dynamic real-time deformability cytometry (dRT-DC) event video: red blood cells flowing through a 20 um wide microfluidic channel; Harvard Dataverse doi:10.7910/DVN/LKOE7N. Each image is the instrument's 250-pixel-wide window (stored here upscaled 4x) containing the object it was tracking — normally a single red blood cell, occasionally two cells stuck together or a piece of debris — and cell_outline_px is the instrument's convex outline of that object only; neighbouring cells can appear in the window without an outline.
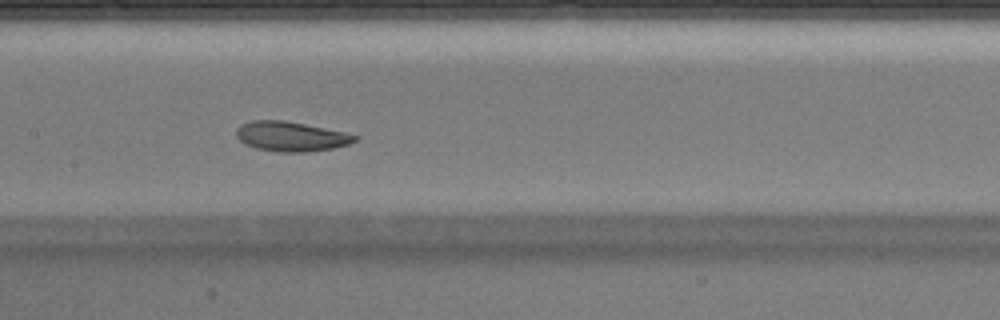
{"species": "Egyptian fruit bat (a non-hibernating species)", "species_latin": "Rousettus aegyptiacus", "temperature_condition": "warm", "stored_images_in_passage": 35, "camera_frame_rate_fps": 3000, "um_per_image_px": 0.085, "animal": {"sex": "male"}, "frame": {"image": 1, "passage_image": 11, "time_ms": 3.333, "image_size_px": [1000, 320], "cell_outline_px": [[360, 136], [356, 140], [348, 144], [332, 148], [308, 152], [280, 152], [256, 148], [240, 140], [236, 136], [236, 128], [240, 124], [252, 120], [284, 120], [344, 132]], "centroid_in_image_um": [24.72, 11.59], "position_along_channel_um": 182.7, "area_um2": 20.4}}
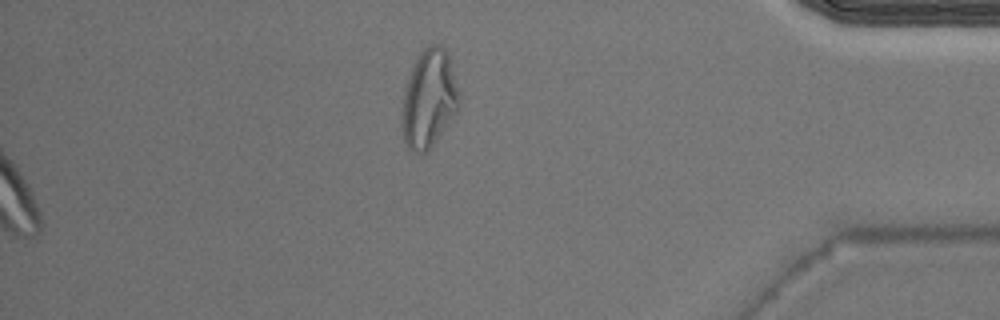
{"frame": {"image": 2, "passage_image": 35, "time_ms": 11.333, "image_size_px": [1000, 320], "cell_outline_px": [[460, 100], [456, 112], [428, 152], [412, 152], [408, 148], [404, 140], [404, 92], [412, 68], [420, 52], [428, 44], [440, 44], [448, 52]], "centroid_in_image_um": [36.49, 8.37], "position_along_channel_um": 398.7, "area_um2": 31.79}}